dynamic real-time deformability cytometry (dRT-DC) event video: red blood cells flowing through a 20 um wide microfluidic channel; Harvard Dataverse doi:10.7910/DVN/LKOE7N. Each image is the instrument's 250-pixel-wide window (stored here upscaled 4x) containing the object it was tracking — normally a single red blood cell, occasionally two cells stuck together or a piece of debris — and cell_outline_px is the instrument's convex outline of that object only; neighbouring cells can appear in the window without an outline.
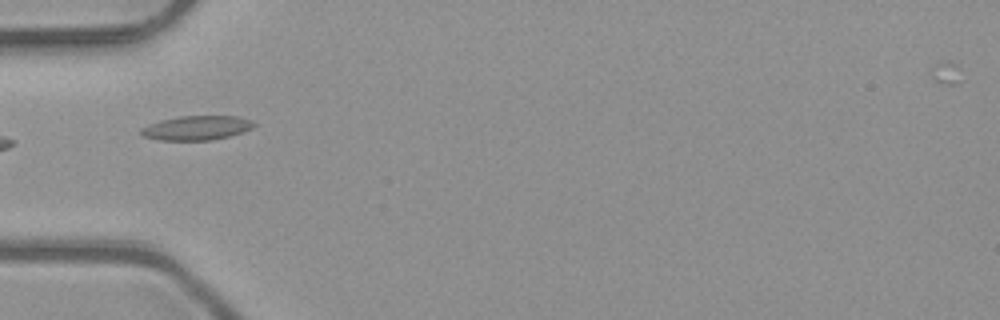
{"species": "common noctule bat (a hibernating species)", "species_latin": "Nyctalus noctula", "temperature_condition": "room temperature", "stored_images_in_passage": 1, "camera_frame_rate_fps": 3000, "um_per_image_px": 0.085, "animal": {"sex": "male", "body_mass_g": 23.1, "forearm_length_mm": 52.7}, "frame": {"image": 1, "passage_image": 1, "time_ms": 0.0, "image_size_px": [1000, 320], "cell_outline_px": [[256, 124], [252, 128], [244, 132], [212, 140], [160, 140], [144, 136], [140, 132], [140, 128], [148, 124], [160, 120], [180, 116], [236, 116], [252, 120]], "centroid_in_image_um": [16.72, 10.86], "position_along_channel_um": 68.3, "area_um2": 16.01}}